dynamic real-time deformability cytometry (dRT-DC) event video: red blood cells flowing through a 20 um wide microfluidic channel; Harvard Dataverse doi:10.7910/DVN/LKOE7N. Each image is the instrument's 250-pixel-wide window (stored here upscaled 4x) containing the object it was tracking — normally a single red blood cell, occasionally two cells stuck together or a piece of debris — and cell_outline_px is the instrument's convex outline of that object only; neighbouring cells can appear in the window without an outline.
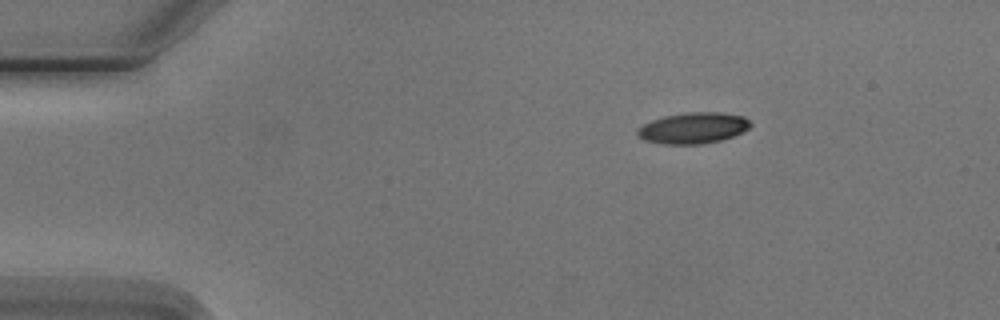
{"species": "Egyptian fruit bat (a non-hibernating species)", "species_latin": "Rousettus aegyptiacus", "temperature_condition": "cold", "stored_images_in_passage": 2, "camera_frame_rate_fps": 3000, "um_per_image_px": 0.085, "animal": {"sex": "male"}, "frame": {"image": 1, "passage_image": 1, "time_ms": 0.0, "image_size_px": [1000, 320], "cell_outline_px": [[752, 124], [748, 128], [732, 136], [720, 140], [700, 144], [664, 144], [644, 140], [636, 136], [636, 128], [652, 120], [664, 116], [688, 112], [720, 112], [744, 116]], "centroid_in_image_um": [58.87, 10.88], "position_along_channel_um": 26.1, "area_um2": 20.4}}